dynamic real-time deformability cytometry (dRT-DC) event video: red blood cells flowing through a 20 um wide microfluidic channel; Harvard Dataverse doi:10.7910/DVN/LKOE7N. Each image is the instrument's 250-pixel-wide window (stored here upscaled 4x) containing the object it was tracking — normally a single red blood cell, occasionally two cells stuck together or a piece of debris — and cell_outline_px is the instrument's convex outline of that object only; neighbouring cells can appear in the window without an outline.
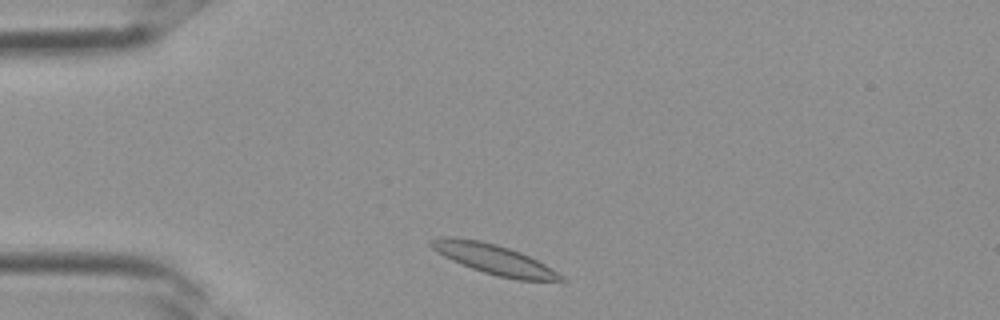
{"species": "Egyptian fruit bat (a non-hibernating species)", "species_latin": "Rousettus aegyptiacus", "temperature_condition": "room temperature", "stored_images_in_passage": 2, "camera_frame_rate_fps": 3000, "um_per_image_px": 0.085, "frame": {"image": 1, "passage_image": 1, "time_ms": 0.0, "image_size_px": [1000, 320], "cell_outline_px": [[568, 280], [516, 280], [496, 276], [472, 268], [452, 260], [444, 256], [432, 248], [428, 244], [428, 240], [440, 236], [452, 236], [480, 240], [496, 244], [520, 252], [552, 268], [564, 276]], "centroid_in_image_um": [41.94, 22.02], "position_along_channel_um": 43.1, "area_um2": 22.6}}